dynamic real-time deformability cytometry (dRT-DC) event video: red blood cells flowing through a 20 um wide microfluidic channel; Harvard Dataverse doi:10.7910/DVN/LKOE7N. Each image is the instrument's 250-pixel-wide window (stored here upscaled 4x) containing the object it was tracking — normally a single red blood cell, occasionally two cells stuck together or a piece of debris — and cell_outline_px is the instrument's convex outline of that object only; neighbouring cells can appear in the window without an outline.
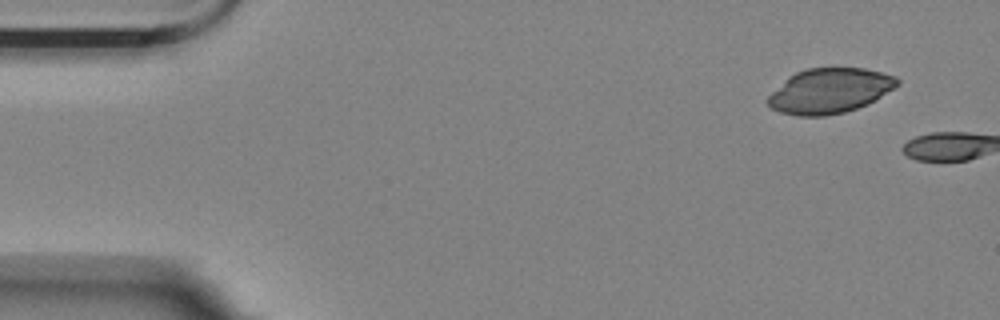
{"species": "Egyptian fruit bat (a non-hibernating species)", "species_latin": "Rousettus aegyptiacus", "temperature_condition": "room temperature", "stored_images_in_passage": 2, "camera_frame_rate_fps": 3000, "um_per_image_px": 0.085, "animal": {"sex": "female"}, "frame": {"image": 1, "passage_image": 1, "time_ms": 0.0, "image_size_px": [1000, 320], "cell_outline_px": [[900, 84], [868, 104], [844, 112], [824, 116], [796, 116], [780, 112], [772, 108], [768, 104], [768, 96], [788, 76], [796, 72], [808, 68], [864, 68], [896, 76], [900, 80]], "centroid_in_image_um": [70.52, 7.72], "position_along_channel_um": 14.5, "area_um2": 33.81}}